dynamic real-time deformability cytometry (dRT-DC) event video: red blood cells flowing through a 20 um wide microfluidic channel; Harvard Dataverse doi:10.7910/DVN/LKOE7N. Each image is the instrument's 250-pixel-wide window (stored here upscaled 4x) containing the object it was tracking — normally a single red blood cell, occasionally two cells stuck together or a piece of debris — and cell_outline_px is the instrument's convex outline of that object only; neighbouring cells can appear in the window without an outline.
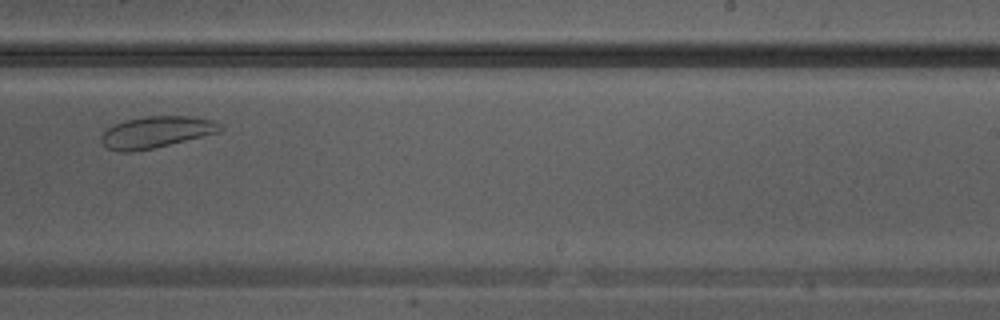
{"species": "Egyptian fruit bat (a non-hibernating species)", "species_latin": "Rousettus aegyptiacus", "temperature_condition": "warm", "stored_images_in_passage": 21, "camera_frame_rate_fps": 3000, "um_per_image_px": 0.085, "animal": {"sex": "male"}, "frame": {"image": 1, "passage_image": 12, "time_ms": 3.667, "image_size_px": [1000, 320], "cell_outline_px": [[224, 128], [216, 132], [152, 148], [132, 152], [120, 152], [108, 148], [100, 140], [100, 136], [112, 124], [124, 120], [144, 116], [188, 116], [212, 120], [220, 124]], "centroid_in_image_um": [13.2, 11.21], "position_along_channel_um": 275.8, "area_um2": 21.5}}